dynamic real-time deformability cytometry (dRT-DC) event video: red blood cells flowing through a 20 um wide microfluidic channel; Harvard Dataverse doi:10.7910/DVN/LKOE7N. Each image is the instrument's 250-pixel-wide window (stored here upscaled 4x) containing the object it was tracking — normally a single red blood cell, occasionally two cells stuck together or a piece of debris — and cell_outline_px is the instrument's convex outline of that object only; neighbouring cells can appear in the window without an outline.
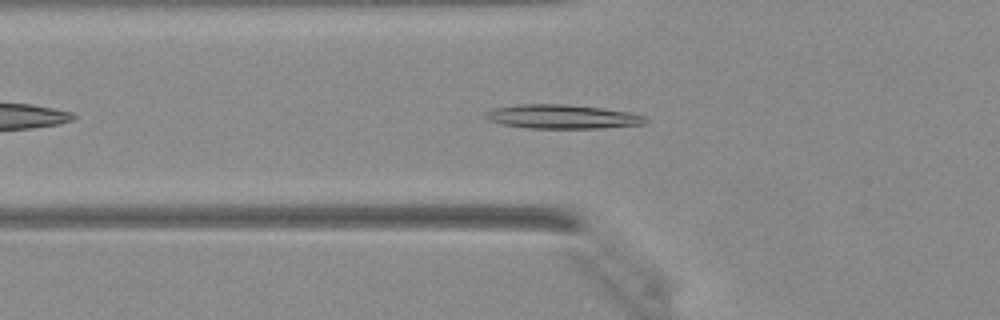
{"species": "Egyptian fruit bat (a non-hibernating species)", "species_latin": "Rousettus aegyptiacus", "temperature_condition": "warm", "stored_images_in_passage": 26, "camera_frame_rate_fps": 3000, "um_per_image_px": 0.085, "animal": {"sex": "female"}, "frame": {"image": 1, "passage_image": 4, "time_ms": 1.0, "image_size_px": [1000, 320], "cell_outline_px": [[648, 120], [644, 124], [604, 128], [528, 128], [504, 124], [488, 120], [484, 116], [484, 112], [492, 108], [516, 104], [568, 104], [600, 108], [628, 112], [644, 116]], "centroid_in_image_um": [47.75, 9.91], "position_along_channel_um": 78.1, "area_um2": 22.43}}
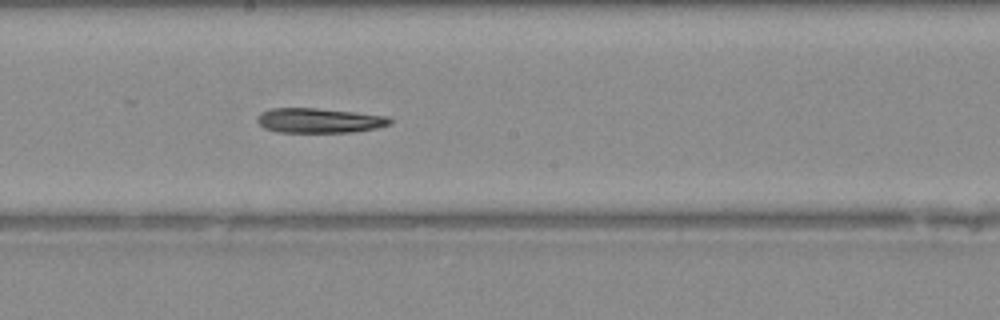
{"frame": {"image": 2, "passage_image": 13, "time_ms": 4.0, "image_size_px": [1000, 320], "cell_outline_px": [[392, 120], [388, 124], [376, 128], [352, 132], [276, 132], [264, 128], [256, 120], [256, 116], [260, 112], [272, 108], [316, 108], [356, 112], [388, 116]], "centroid_in_image_um": [27.09, 10.24], "position_along_channel_um": 221.1, "area_um2": 19.19}}
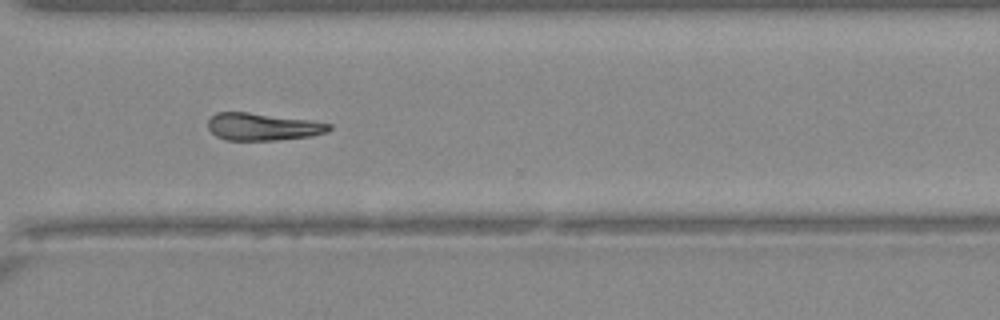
{"frame": {"image": 3, "passage_image": 21, "time_ms": 6.667, "image_size_px": [1000, 320], "cell_outline_px": [[332, 128], [328, 132], [312, 136], [276, 140], [224, 140], [216, 136], [208, 128], [208, 120], [216, 112], [248, 112], [312, 120], [332, 124]], "centroid_in_image_um": [22.36, 10.77], "position_along_channel_um": 348.2, "area_um2": 19.48}}